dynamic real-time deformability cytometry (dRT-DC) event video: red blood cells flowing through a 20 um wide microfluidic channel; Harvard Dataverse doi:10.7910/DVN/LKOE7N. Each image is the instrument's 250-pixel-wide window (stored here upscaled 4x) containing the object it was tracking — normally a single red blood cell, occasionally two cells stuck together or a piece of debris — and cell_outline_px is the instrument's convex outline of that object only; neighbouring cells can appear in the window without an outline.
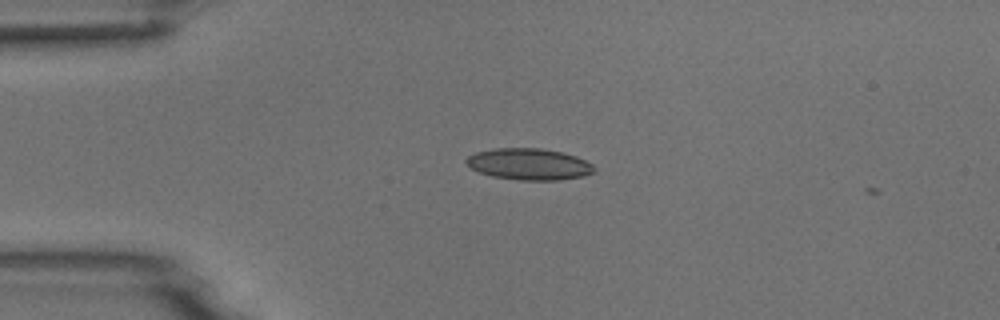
{"species": "common noctule bat (a hibernating species)", "species_latin": "Nyctalus noctula", "temperature_condition": "room temperature", "stored_images_in_passage": 2, "camera_frame_rate_fps": 3000, "um_per_image_px": 0.085, "animal": {"sex": "male", "body_mass_g": 18.8}, "frame": {"image": 1, "passage_image": 1, "time_ms": 0.0, "image_size_px": [1000, 320], "cell_outline_px": [[596, 172], [584, 176], [560, 180], [520, 180], [492, 176], [480, 172], [472, 168], [464, 160], [468, 156], [476, 152], [496, 148], [540, 148], [564, 152], [576, 156], [592, 164], [596, 168]], "centroid_in_image_um": [45.01, 13.95], "position_along_channel_um": 40.0, "area_um2": 23.52}}